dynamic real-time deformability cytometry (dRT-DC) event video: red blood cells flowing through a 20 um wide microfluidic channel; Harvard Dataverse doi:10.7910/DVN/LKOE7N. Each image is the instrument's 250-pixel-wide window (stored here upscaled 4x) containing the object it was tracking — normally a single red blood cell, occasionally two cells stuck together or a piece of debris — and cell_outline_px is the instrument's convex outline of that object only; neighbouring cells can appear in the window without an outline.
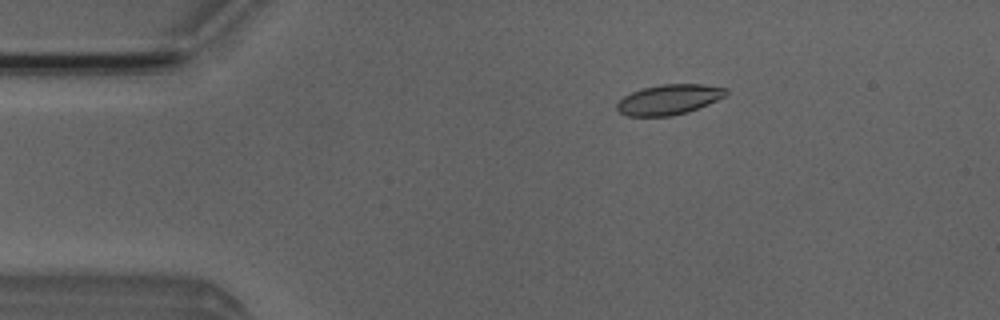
{"species": "Egyptian fruit bat (a non-hibernating species)", "species_latin": "Rousettus aegyptiacus", "temperature_condition": "room temperature", "stored_images_in_passage": 4, "camera_frame_rate_fps": 3000, "um_per_image_px": 0.085, "animal": {"sex": "male"}, "frame": {"image": 1, "passage_image": 2, "time_ms": 1.0, "image_size_px": [1000, 320], "cell_outline_px": [[728, 96], [708, 104], [672, 116], [628, 116], [620, 112], [616, 108], [616, 104], [624, 96], [632, 92], [644, 88], [660, 84], [704, 84], [728, 88]], "centroid_in_image_um": [56.9, 8.45], "position_along_channel_um": 28.1, "area_um2": 19.13}}